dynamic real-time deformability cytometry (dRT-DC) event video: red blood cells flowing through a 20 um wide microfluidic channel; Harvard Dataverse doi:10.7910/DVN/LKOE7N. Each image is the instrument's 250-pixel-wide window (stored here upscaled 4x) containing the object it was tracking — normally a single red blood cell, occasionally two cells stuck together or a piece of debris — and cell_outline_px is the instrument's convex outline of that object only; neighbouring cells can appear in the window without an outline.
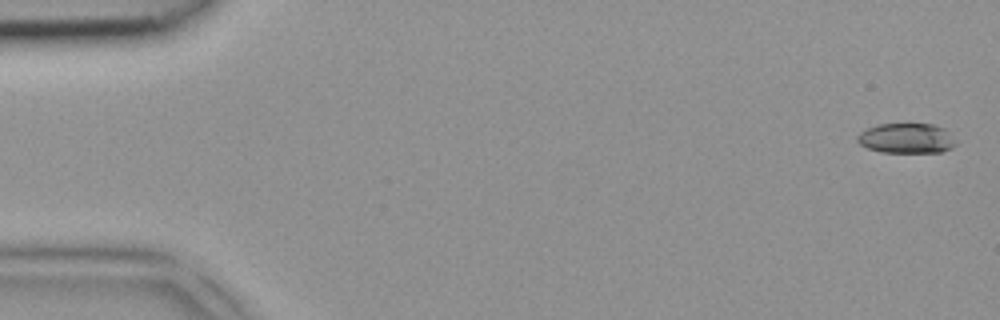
{"species": "common noctule bat (a hibernating species)", "species_latin": "Nyctalus noctula", "temperature_condition": "room temperature", "stored_images_in_passage": 5, "camera_frame_rate_fps": 3000, "um_per_image_px": 0.085, "animal": {"sex": "female", "body_mass_g": 18.4}, "frame": {"image": 1, "passage_image": 1, "time_ms": 0.0, "image_size_px": [1000, 320], "cell_outline_px": [[956, 144], [952, 148], [944, 152], [880, 152], [868, 148], [860, 144], [856, 140], [856, 136], [860, 132], [868, 128], [880, 124], [932, 124], [944, 128], [956, 140]], "centroid_in_image_um": [77.06, 11.76], "position_along_channel_um": 7.9, "area_um2": 17.28}}